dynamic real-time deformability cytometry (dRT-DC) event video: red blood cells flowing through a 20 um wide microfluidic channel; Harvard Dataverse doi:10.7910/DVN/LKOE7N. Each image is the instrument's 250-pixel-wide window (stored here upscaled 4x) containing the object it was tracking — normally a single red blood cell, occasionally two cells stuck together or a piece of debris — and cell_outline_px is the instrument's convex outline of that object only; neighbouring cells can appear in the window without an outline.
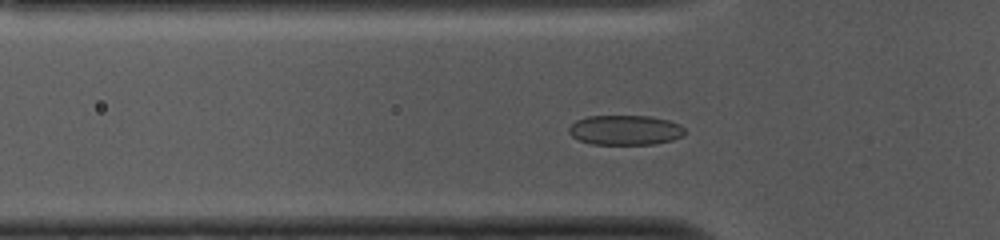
{"species": "common noctule bat (a hibernating species)", "species_latin": "Nyctalus noctula", "temperature_condition": "cold", "stored_images_in_passage": 52, "camera_frame_rate_fps": 3000, "um_per_image_px": 0.085, "animal": {"sex": "female", "body_mass_g": 10.0, "forearm_length_mm": 53.1}, "frame": {"image": 1, "passage_image": 15, "time_ms": 4.667, "image_size_px": [1000, 240], "cell_outline_px": [[684, 136], [672, 140], [656, 144], [592, 144], [580, 140], [572, 136], [568, 132], [568, 128], [576, 120], [588, 116], [648, 116], [668, 120], [680, 124], [684, 128]], "centroid_in_image_um": [53.15, 11.06], "position_along_channel_um": 72.7, "area_um2": 20.17}}
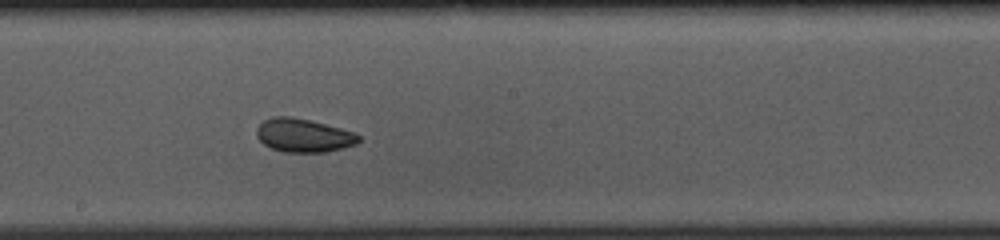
{"frame": {"image": 2, "passage_image": 27, "time_ms": 8.667, "image_size_px": [1000, 240], "cell_outline_px": [[360, 140], [356, 144], [344, 148], [324, 152], [284, 152], [272, 148], [264, 144], [256, 136], [256, 128], [264, 120], [272, 116], [292, 116], [340, 128], [352, 132], [360, 136]], "centroid_in_image_um": [25.77, 11.51], "position_along_channel_um": 222.4, "area_um2": 19.83}}
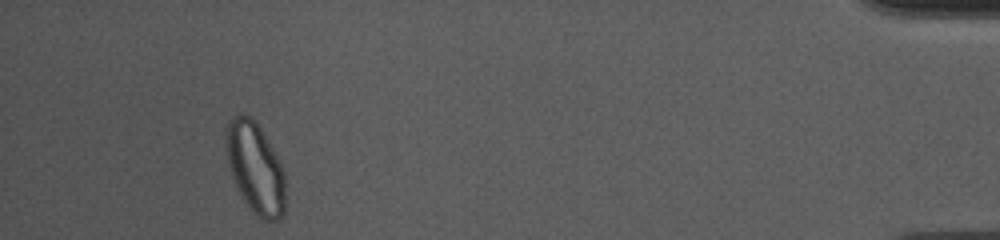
{"frame": {"image": 3, "passage_image": 48, "time_ms": 15.667, "image_size_px": [1000, 240], "cell_outline_px": [[284, 212], [276, 220], [264, 220], [252, 212], [244, 200], [232, 176], [228, 164], [224, 144], [224, 136], [228, 124], [232, 116], [252, 116], [256, 120], [272, 148], [284, 172]], "centroid_in_image_um": [21.67, 14.25], "position_along_channel_um": 413.5, "area_um2": 31.1}, "authors_computed_cell_mechanics": {"area_um2": 21.3571, "velocity_mm_per_s": 3.7265, "shape_relaxation_time_tau1_ms": 6.6273, "shape_relaxation_time_tau2_ms": 1.8893, "deformation_change_tau1": 0.127, "deformation_change_tau2": 0.0675}}